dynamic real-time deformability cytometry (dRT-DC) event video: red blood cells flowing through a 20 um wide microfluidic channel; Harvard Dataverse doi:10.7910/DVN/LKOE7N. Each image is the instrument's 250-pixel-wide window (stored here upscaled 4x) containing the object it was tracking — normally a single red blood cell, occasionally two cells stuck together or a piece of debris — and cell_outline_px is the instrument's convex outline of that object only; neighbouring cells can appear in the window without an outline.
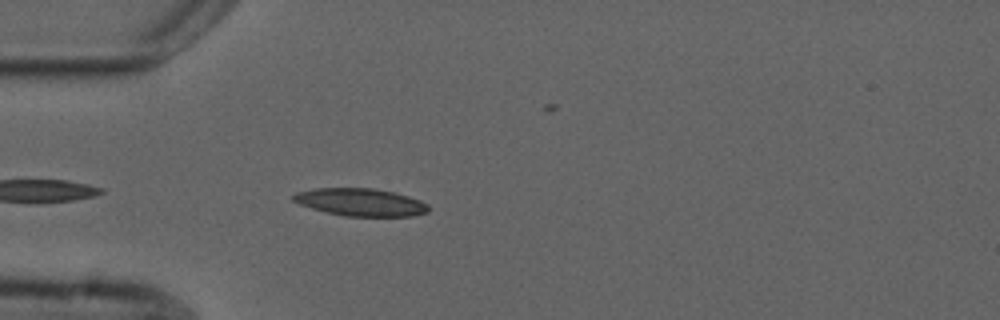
{"species": "common noctule bat (a hibernating species)", "species_latin": "Nyctalus noctula", "temperature_condition": "cold", "stored_images_in_passage": 4, "camera_frame_rate_fps": 3000, "um_per_image_px": 0.085, "animal": {"sex": "male", "forearm_length_mm": 52.5}, "frame": {"image": 1, "passage_image": 4, "time_ms": 4.333, "image_size_px": [1000, 320], "cell_outline_px": [[428, 212], [412, 216], [344, 216], [312, 208], [300, 204], [292, 200], [292, 196], [296, 192], [316, 188], [372, 188], [396, 192], [420, 200], [428, 204]], "centroid_in_image_um": [30.66, 17.18], "position_along_channel_um": 54.3, "area_um2": 21.68}}